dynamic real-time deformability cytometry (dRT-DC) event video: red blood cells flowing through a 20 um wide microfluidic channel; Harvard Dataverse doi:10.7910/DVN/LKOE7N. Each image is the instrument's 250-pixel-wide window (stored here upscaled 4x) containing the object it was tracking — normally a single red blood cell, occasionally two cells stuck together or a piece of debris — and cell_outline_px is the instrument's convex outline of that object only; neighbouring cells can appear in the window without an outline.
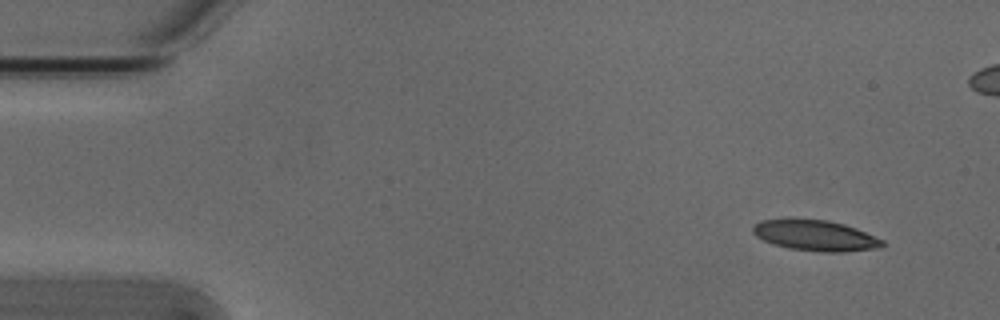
{"species": "Egyptian fruit bat (a non-hibernating species)", "species_latin": "Rousettus aegyptiacus", "temperature_condition": "cold", "stored_images_in_passage": 4, "camera_frame_rate_fps": 3000, "um_per_image_px": 0.085, "animal": {"sex": "male"}, "frame": {"image": 1, "passage_image": 1, "time_ms": 0.0, "image_size_px": [1000, 320], "cell_outline_px": [[888, 244], [880, 248], [844, 252], [820, 252], [788, 248], [772, 244], [756, 236], [752, 232], [752, 224], [760, 220], [788, 216], [792, 216], [828, 220], [844, 224], [856, 228], [884, 240]], "centroid_in_image_um": [69.26, 19.98], "position_along_channel_um": 15.7, "area_um2": 24.22}}
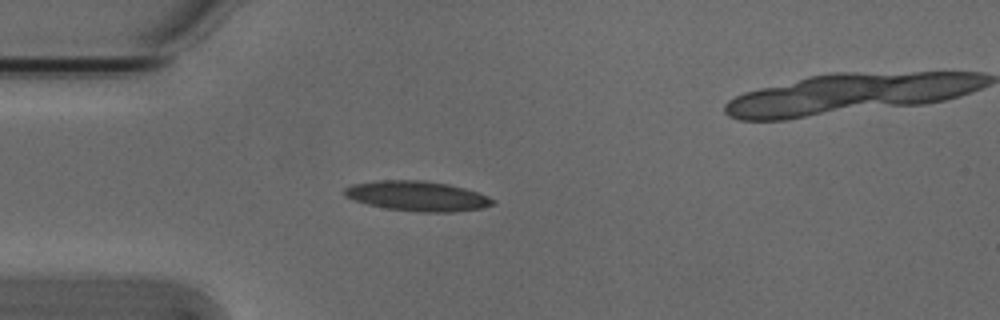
{"frame": {"image": 2, "passage_image": 3, "time_ms": 0.667, "image_size_px": [1000, 320], "cell_outline_px": [[496, 204], [484, 208], [452, 212], [420, 212], [388, 208], [368, 204], [344, 196], [344, 188], [352, 184], [376, 180], [424, 180], [448, 184], [464, 188], [488, 196], [496, 200]], "centroid_in_image_um": [35.51, 16.66], "position_along_channel_um": 49.5, "area_um2": 25.89}}